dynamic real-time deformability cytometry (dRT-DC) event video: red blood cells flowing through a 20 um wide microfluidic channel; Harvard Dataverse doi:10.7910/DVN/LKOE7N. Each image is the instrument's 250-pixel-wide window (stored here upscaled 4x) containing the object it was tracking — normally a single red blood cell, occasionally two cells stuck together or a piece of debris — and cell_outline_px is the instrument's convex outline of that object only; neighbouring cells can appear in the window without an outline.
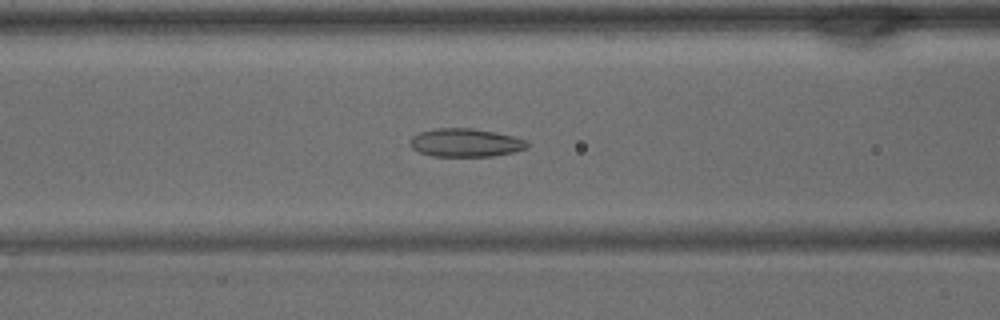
{"species": "common noctule bat (a hibernating species)", "species_latin": "Nyctalus noctula", "temperature_condition": "warm", "stored_images_in_passage": 28, "camera_frame_rate_fps": 3000, "um_per_image_px": 0.085, "animal": {"sex": "male", "body_mass_g": 15.6}, "frame": {"image": 1, "passage_image": 4, "time_ms": 1.0, "image_size_px": [1000, 320], "cell_outline_px": [[532, 144], [528, 148], [512, 152], [492, 156], [432, 156], [420, 152], [412, 148], [408, 144], [412, 136], [420, 132], [436, 128], [472, 128], [496, 132], [528, 140]], "centroid_in_image_um": [39.59, 12.12], "position_along_channel_um": 127.0, "area_um2": 19.48}}
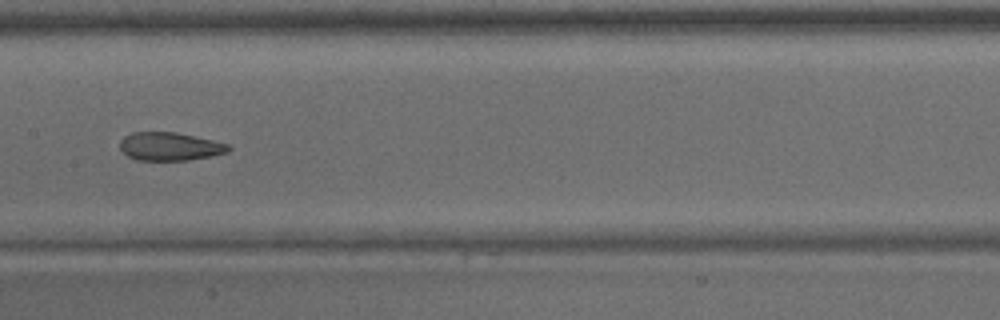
{"frame": {"image": 2, "passage_image": 8, "time_ms": 2.333, "image_size_px": [1000, 320], "cell_outline_px": [[232, 148], [228, 152], [188, 160], [136, 160], [128, 156], [120, 148], [120, 140], [124, 136], [132, 132], [176, 132], [212, 140], [228, 144]], "centroid_in_image_um": [14.41, 12.44], "position_along_channel_um": 193.0, "area_um2": 17.74}}
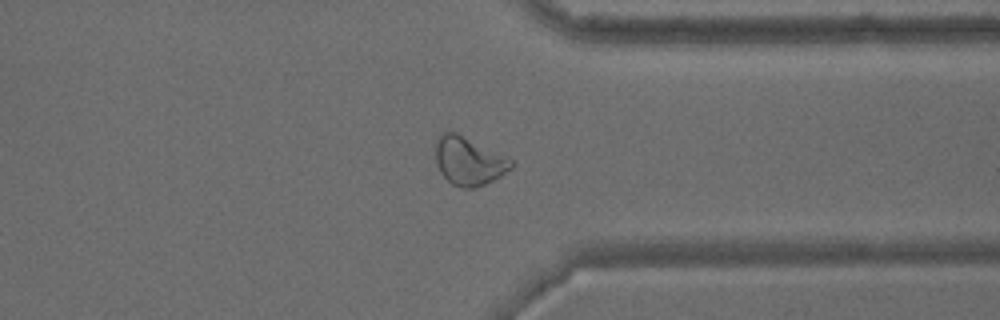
{"frame": {"image": 3, "passage_image": 19, "time_ms": 6.0, "image_size_px": [1000, 320], "cell_outline_px": [[516, 164], [512, 168], [500, 176], [476, 188], [464, 188], [452, 184], [440, 172], [436, 164], [436, 140], [440, 132], [456, 132], [512, 160]], "centroid_in_image_um": [39.82, 13.69], "position_along_channel_um": 371.6, "area_um2": 21.04}}